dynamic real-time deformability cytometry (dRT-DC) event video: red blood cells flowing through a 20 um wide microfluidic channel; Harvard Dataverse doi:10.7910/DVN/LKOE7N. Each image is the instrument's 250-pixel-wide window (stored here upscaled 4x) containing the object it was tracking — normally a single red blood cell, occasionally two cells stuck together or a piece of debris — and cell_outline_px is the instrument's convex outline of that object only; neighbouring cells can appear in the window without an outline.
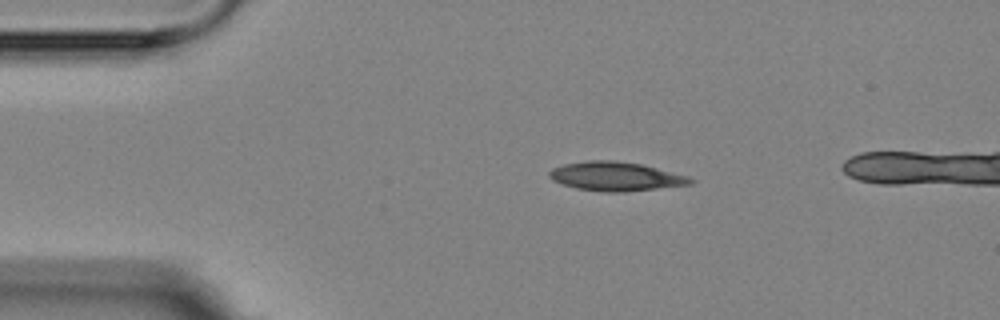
{"species": "Egyptian fruit bat (a non-hibernating species)", "species_latin": "Rousettus aegyptiacus", "temperature_condition": "room temperature", "stored_images_in_passage": 2, "camera_frame_rate_fps": 3000, "um_per_image_px": 0.085, "animal": {"sex": "female"}, "frame": {"image": 1, "passage_image": 1, "time_ms": 0.0, "image_size_px": [1000, 320], "cell_outline_px": [[696, 180], [692, 184], [624, 192], [608, 192], [576, 188], [552, 180], [548, 176], [548, 172], [552, 168], [564, 164], [588, 160], [612, 160], [640, 164], [688, 176]], "centroid_in_image_um": [52.32, 14.99], "position_along_channel_um": 32.7, "area_um2": 23.64}}